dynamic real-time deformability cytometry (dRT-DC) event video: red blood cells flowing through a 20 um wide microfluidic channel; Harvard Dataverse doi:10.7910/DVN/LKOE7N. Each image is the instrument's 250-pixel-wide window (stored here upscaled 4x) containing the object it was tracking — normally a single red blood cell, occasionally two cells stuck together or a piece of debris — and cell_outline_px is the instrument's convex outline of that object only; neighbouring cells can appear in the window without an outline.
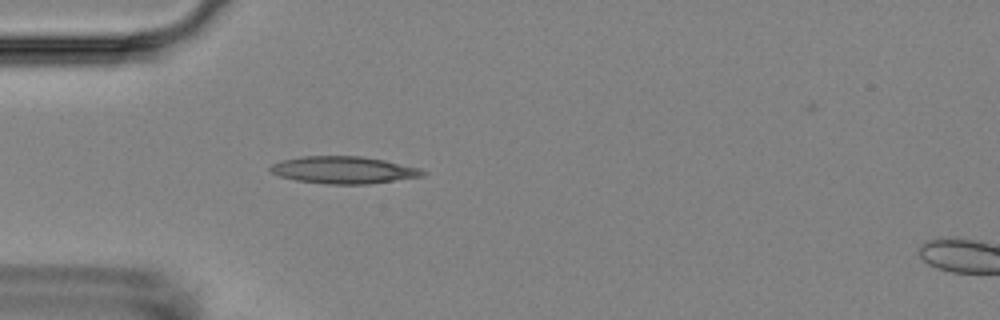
{"species": "Egyptian fruit bat (a non-hibernating species)", "species_latin": "Rousettus aegyptiacus", "temperature_condition": "room temperature", "stored_images_in_passage": 5, "camera_frame_rate_fps": 3000, "um_per_image_px": 0.085, "animal": {"sex": "female"}, "frame": {"image": 1, "passage_image": 4, "time_ms": 4.333, "image_size_px": [1000, 320], "cell_outline_px": [[428, 172], [424, 176], [368, 184], [328, 184], [296, 180], [280, 176], [272, 172], [268, 168], [272, 164], [284, 160], [304, 156], [360, 156], [384, 160], [420, 168]], "centroid_in_image_um": [29.24, 14.45], "position_along_channel_um": 55.8, "area_um2": 23.99}}